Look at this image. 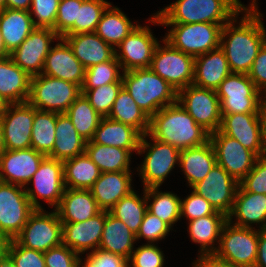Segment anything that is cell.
Returning <instances> with one entry per match:
<instances>
[{
  "label": "cell",
  "mask_w": 266,
  "mask_h": 267,
  "mask_svg": "<svg viewBox=\"0 0 266 267\" xmlns=\"http://www.w3.org/2000/svg\"><path fill=\"white\" fill-rule=\"evenodd\" d=\"M242 12L245 14L238 25L234 23L239 13L222 27L220 48L226 55L232 73L248 74L260 48L266 42V28L256 0H252Z\"/></svg>",
  "instance_id": "cell-1"
},
{
  "label": "cell",
  "mask_w": 266,
  "mask_h": 267,
  "mask_svg": "<svg viewBox=\"0 0 266 267\" xmlns=\"http://www.w3.org/2000/svg\"><path fill=\"white\" fill-rule=\"evenodd\" d=\"M148 134L178 149L197 147L210 140V133L177 102L165 106L150 118Z\"/></svg>",
  "instance_id": "cell-2"
},
{
  "label": "cell",
  "mask_w": 266,
  "mask_h": 267,
  "mask_svg": "<svg viewBox=\"0 0 266 267\" xmlns=\"http://www.w3.org/2000/svg\"><path fill=\"white\" fill-rule=\"evenodd\" d=\"M244 7L239 0H177L155 14L161 23L226 24Z\"/></svg>",
  "instance_id": "cell-3"
},
{
  "label": "cell",
  "mask_w": 266,
  "mask_h": 267,
  "mask_svg": "<svg viewBox=\"0 0 266 267\" xmlns=\"http://www.w3.org/2000/svg\"><path fill=\"white\" fill-rule=\"evenodd\" d=\"M122 82L123 88L150 118L165 106L177 102V92L150 68L123 72Z\"/></svg>",
  "instance_id": "cell-4"
},
{
  "label": "cell",
  "mask_w": 266,
  "mask_h": 267,
  "mask_svg": "<svg viewBox=\"0 0 266 267\" xmlns=\"http://www.w3.org/2000/svg\"><path fill=\"white\" fill-rule=\"evenodd\" d=\"M149 19L154 25L172 27L164 39L174 48L193 57L205 54L220 47V35L225 24L213 23H161L154 14Z\"/></svg>",
  "instance_id": "cell-5"
},
{
  "label": "cell",
  "mask_w": 266,
  "mask_h": 267,
  "mask_svg": "<svg viewBox=\"0 0 266 267\" xmlns=\"http://www.w3.org/2000/svg\"><path fill=\"white\" fill-rule=\"evenodd\" d=\"M216 93L222 114L263 113L266 97L247 74L231 73L220 83Z\"/></svg>",
  "instance_id": "cell-6"
},
{
  "label": "cell",
  "mask_w": 266,
  "mask_h": 267,
  "mask_svg": "<svg viewBox=\"0 0 266 267\" xmlns=\"http://www.w3.org/2000/svg\"><path fill=\"white\" fill-rule=\"evenodd\" d=\"M232 223L227 220L223 225L219 245L214 255L235 267H254L257 259L259 229L240 227Z\"/></svg>",
  "instance_id": "cell-7"
},
{
  "label": "cell",
  "mask_w": 266,
  "mask_h": 267,
  "mask_svg": "<svg viewBox=\"0 0 266 267\" xmlns=\"http://www.w3.org/2000/svg\"><path fill=\"white\" fill-rule=\"evenodd\" d=\"M81 94V88L72 82L39 74L31 78L28 102L38 110L60 114Z\"/></svg>",
  "instance_id": "cell-8"
},
{
  "label": "cell",
  "mask_w": 266,
  "mask_h": 267,
  "mask_svg": "<svg viewBox=\"0 0 266 267\" xmlns=\"http://www.w3.org/2000/svg\"><path fill=\"white\" fill-rule=\"evenodd\" d=\"M152 142H148L146 137ZM147 151V152H146ZM146 153L143 162L138 167L139 176L142 179L144 189L160 187L168 174L179 163V149L151 137L148 133L142 135L137 154Z\"/></svg>",
  "instance_id": "cell-9"
},
{
  "label": "cell",
  "mask_w": 266,
  "mask_h": 267,
  "mask_svg": "<svg viewBox=\"0 0 266 267\" xmlns=\"http://www.w3.org/2000/svg\"><path fill=\"white\" fill-rule=\"evenodd\" d=\"M162 41L164 46H156L149 68L178 92L193 84L194 57L174 48L164 38Z\"/></svg>",
  "instance_id": "cell-10"
},
{
  "label": "cell",
  "mask_w": 266,
  "mask_h": 267,
  "mask_svg": "<svg viewBox=\"0 0 266 267\" xmlns=\"http://www.w3.org/2000/svg\"><path fill=\"white\" fill-rule=\"evenodd\" d=\"M15 240L23 247L40 252L62 244V222L55 209H35Z\"/></svg>",
  "instance_id": "cell-11"
},
{
  "label": "cell",
  "mask_w": 266,
  "mask_h": 267,
  "mask_svg": "<svg viewBox=\"0 0 266 267\" xmlns=\"http://www.w3.org/2000/svg\"><path fill=\"white\" fill-rule=\"evenodd\" d=\"M35 210L25 187L0 181V234L15 239Z\"/></svg>",
  "instance_id": "cell-12"
},
{
  "label": "cell",
  "mask_w": 266,
  "mask_h": 267,
  "mask_svg": "<svg viewBox=\"0 0 266 267\" xmlns=\"http://www.w3.org/2000/svg\"><path fill=\"white\" fill-rule=\"evenodd\" d=\"M177 103L210 134L221 125V105L216 90L189 85L177 92Z\"/></svg>",
  "instance_id": "cell-13"
},
{
  "label": "cell",
  "mask_w": 266,
  "mask_h": 267,
  "mask_svg": "<svg viewBox=\"0 0 266 267\" xmlns=\"http://www.w3.org/2000/svg\"><path fill=\"white\" fill-rule=\"evenodd\" d=\"M219 131L236 139L257 157L266 155L263 113L222 114Z\"/></svg>",
  "instance_id": "cell-14"
},
{
  "label": "cell",
  "mask_w": 266,
  "mask_h": 267,
  "mask_svg": "<svg viewBox=\"0 0 266 267\" xmlns=\"http://www.w3.org/2000/svg\"><path fill=\"white\" fill-rule=\"evenodd\" d=\"M29 183L34 188L25 187V190L35 209H42L40 199L56 208L65 191L63 162L46 156Z\"/></svg>",
  "instance_id": "cell-15"
},
{
  "label": "cell",
  "mask_w": 266,
  "mask_h": 267,
  "mask_svg": "<svg viewBox=\"0 0 266 267\" xmlns=\"http://www.w3.org/2000/svg\"><path fill=\"white\" fill-rule=\"evenodd\" d=\"M149 28L138 24L115 49V57L123 69L122 72L150 67L159 42Z\"/></svg>",
  "instance_id": "cell-16"
},
{
  "label": "cell",
  "mask_w": 266,
  "mask_h": 267,
  "mask_svg": "<svg viewBox=\"0 0 266 267\" xmlns=\"http://www.w3.org/2000/svg\"><path fill=\"white\" fill-rule=\"evenodd\" d=\"M238 186L239 182L216 163L205 178L194 184L192 189L205 198L215 211L228 217L234 206Z\"/></svg>",
  "instance_id": "cell-17"
},
{
  "label": "cell",
  "mask_w": 266,
  "mask_h": 267,
  "mask_svg": "<svg viewBox=\"0 0 266 267\" xmlns=\"http://www.w3.org/2000/svg\"><path fill=\"white\" fill-rule=\"evenodd\" d=\"M35 108L29 102L8 104L0 115L6 150L31 148Z\"/></svg>",
  "instance_id": "cell-18"
},
{
  "label": "cell",
  "mask_w": 266,
  "mask_h": 267,
  "mask_svg": "<svg viewBox=\"0 0 266 267\" xmlns=\"http://www.w3.org/2000/svg\"><path fill=\"white\" fill-rule=\"evenodd\" d=\"M210 141L215 150L217 164L237 182H240L252 170L258 157L236 139L218 130L210 134Z\"/></svg>",
  "instance_id": "cell-19"
},
{
  "label": "cell",
  "mask_w": 266,
  "mask_h": 267,
  "mask_svg": "<svg viewBox=\"0 0 266 267\" xmlns=\"http://www.w3.org/2000/svg\"><path fill=\"white\" fill-rule=\"evenodd\" d=\"M58 39L59 36L53 29L35 27L21 45L10 53V57L31 77L42 74L51 43Z\"/></svg>",
  "instance_id": "cell-20"
},
{
  "label": "cell",
  "mask_w": 266,
  "mask_h": 267,
  "mask_svg": "<svg viewBox=\"0 0 266 267\" xmlns=\"http://www.w3.org/2000/svg\"><path fill=\"white\" fill-rule=\"evenodd\" d=\"M45 157L33 148L5 150L0 156V181L27 187Z\"/></svg>",
  "instance_id": "cell-21"
},
{
  "label": "cell",
  "mask_w": 266,
  "mask_h": 267,
  "mask_svg": "<svg viewBox=\"0 0 266 267\" xmlns=\"http://www.w3.org/2000/svg\"><path fill=\"white\" fill-rule=\"evenodd\" d=\"M104 222L105 210H101L86 221L62 223V244L80 256L88 250L94 252L100 245Z\"/></svg>",
  "instance_id": "cell-22"
},
{
  "label": "cell",
  "mask_w": 266,
  "mask_h": 267,
  "mask_svg": "<svg viewBox=\"0 0 266 267\" xmlns=\"http://www.w3.org/2000/svg\"><path fill=\"white\" fill-rule=\"evenodd\" d=\"M57 42L59 43L50 48L45 58L42 74L72 82L81 88L85 79V67L62 37Z\"/></svg>",
  "instance_id": "cell-23"
},
{
  "label": "cell",
  "mask_w": 266,
  "mask_h": 267,
  "mask_svg": "<svg viewBox=\"0 0 266 267\" xmlns=\"http://www.w3.org/2000/svg\"><path fill=\"white\" fill-rule=\"evenodd\" d=\"M62 38L85 69L115 57V49L95 32L65 35Z\"/></svg>",
  "instance_id": "cell-24"
},
{
  "label": "cell",
  "mask_w": 266,
  "mask_h": 267,
  "mask_svg": "<svg viewBox=\"0 0 266 267\" xmlns=\"http://www.w3.org/2000/svg\"><path fill=\"white\" fill-rule=\"evenodd\" d=\"M132 180L131 171L103 172L90 191L98 207L109 211L121 198L134 190Z\"/></svg>",
  "instance_id": "cell-25"
},
{
  "label": "cell",
  "mask_w": 266,
  "mask_h": 267,
  "mask_svg": "<svg viewBox=\"0 0 266 267\" xmlns=\"http://www.w3.org/2000/svg\"><path fill=\"white\" fill-rule=\"evenodd\" d=\"M193 85L216 90L220 83L232 72L224 51L219 47L194 57Z\"/></svg>",
  "instance_id": "cell-26"
},
{
  "label": "cell",
  "mask_w": 266,
  "mask_h": 267,
  "mask_svg": "<svg viewBox=\"0 0 266 267\" xmlns=\"http://www.w3.org/2000/svg\"><path fill=\"white\" fill-rule=\"evenodd\" d=\"M233 216L234 225L253 228L252 224L258 223L259 230H266V194L246 192L239 185L228 220L233 221Z\"/></svg>",
  "instance_id": "cell-27"
},
{
  "label": "cell",
  "mask_w": 266,
  "mask_h": 267,
  "mask_svg": "<svg viewBox=\"0 0 266 267\" xmlns=\"http://www.w3.org/2000/svg\"><path fill=\"white\" fill-rule=\"evenodd\" d=\"M55 211L62 223H73L86 221L101 209L90 190L65 188Z\"/></svg>",
  "instance_id": "cell-28"
},
{
  "label": "cell",
  "mask_w": 266,
  "mask_h": 267,
  "mask_svg": "<svg viewBox=\"0 0 266 267\" xmlns=\"http://www.w3.org/2000/svg\"><path fill=\"white\" fill-rule=\"evenodd\" d=\"M31 78L10 56L0 59V96L7 104L28 102Z\"/></svg>",
  "instance_id": "cell-29"
},
{
  "label": "cell",
  "mask_w": 266,
  "mask_h": 267,
  "mask_svg": "<svg viewBox=\"0 0 266 267\" xmlns=\"http://www.w3.org/2000/svg\"><path fill=\"white\" fill-rule=\"evenodd\" d=\"M142 134L130 125L104 117L91 139L93 143L138 152Z\"/></svg>",
  "instance_id": "cell-30"
},
{
  "label": "cell",
  "mask_w": 266,
  "mask_h": 267,
  "mask_svg": "<svg viewBox=\"0 0 266 267\" xmlns=\"http://www.w3.org/2000/svg\"><path fill=\"white\" fill-rule=\"evenodd\" d=\"M179 167L185 174L190 188L205 176L217 163L214 147L209 140L203 145L179 149Z\"/></svg>",
  "instance_id": "cell-31"
},
{
  "label": "cell",
  "mask_w": 266,
  "mask_h": 267,
  "mask_svg": "<svg viewBox=\"0 0 266 267\" xmlns=\"http://www.w3.org/2000/svg\"><path fill=\"white\" fill-rule=\"evenodd\" d=\"M136 235L120 219L105 211L103 233L98 249L119 255L127 260L134 250Z\"/></svg>",
  "instance_id": "cell-32"
},
{
  "label": "cell",
  "mask_w": 266,
  "mask_h": 267,
  "mask_svg": "<svg viewBox=\"0 0 266 267\" xmlns=\"http://www.w3.org/2000/svg\"><path fill=\"white\" fill-rule=\"evenodd\" d=\"M228 217L220 212L188 221L191 241L200 245L199 255L214 254L219 245L221 230Z\"/></svg>",
  "instance_id": "cell-33"
},
{
  "label": "cell",
  "mask_w": 266,
  "mask_h": 267,
  "mask_svg": "<svg viewBox=\"0 0 266 267\" xmlns=\"http://www.w3.org/2000/svg\"><path fill=\"white\" fill-rule=\"evenodd\" d=\"M56 138L50 158L65 161L85 153L86 141L78 134L66 113H57Z\"/></svg>",
  "instance_id": "cell-34"
},
{
  "label": "cell",
  "mask_w": 266,
  "mask_h": 267,
  "mask_svg": "<svg viewBox=\"0 0 266 267\" xmlns=\"http://www.w3.org/2000/svg\"><path fill=\"white\" fill-rule=\"evenodd\" d=\"M34 29L29 11L8 8L0 11V31L9 53L18 48Z\"/></svg>",
  "instance_id": "cell-35"
},
{
  "label": "cell",
  "mask_w": 266,
  "mask_h": 267,
  "mask_svg": "<svg viewBox=\"0 0 266 267\" xmlns=\"http://www.w3.org/2000/svg\"><path fill=\"white\" fill-rule=\"evenodd\" d=\"M137 26L119 8L110 3L101 15L95 33L114 49Z\"/></svg>",
  "instance_id": "cell-36"
},
{
  "label": "cell",
  "mask_w": 266,
  "mask_h": 267,
  "mask_svg": "<svg viewBox=\"0 0 266 267\" xmlns=\"http://www.w3.org/2000/svg\"><path fill=\"white\" fill-rule=\"evenodd\" d=\"M65 188L90 190L101 172L86 153L63 161Z\"/></svg>",
  "instance_id": "cell-37"
},
{
  "label": "cell",
  "mask_w": 266,
  "mask_h": 267,
  "mask_svg": "<svg viewBox=\"0 0 266 267\" xmlns=\"http://www.w3.org/2000/svg\"><path fill=\"white\" fill-rule=\"evenodd\" d=\"M85 153L103 172L131 171V152L118 147L86 141Z\"/></svg>",
  "instance_id": "cell-38"
},
{
  "label": "cell",
  "mask_w": 266,
  "mask_h": 267,
  "mask_svg": "<svg viewBox=\"0 0 266 267\" xmlns=\"http://www.w3.org/2000/svg\"><path fill=\"white\" fill-rule=\"evenodd\" d=\"M108 117L132 126L142 135L149 131L150 117L139 108L135 100L123 87L118 92Z\"/></svg>",
  "instance_id": "cell-39"
},
{
  "label": "cell",
  "mask_w": 266,
  "mask_h": 267,
  "mask_svg": "<svg viewBox=\"0 0 266 267\" xmlns=\"http://www.w3.org/2000/svg\"><path fill=\"white\" fill-rule=\"evenodd\" d=\"M159 187L146 188L147 210L171 228L181 219V198L172 192H161ZM150 200H152L151 203Z\"/></svg>",
  "instance_id": "cell-40"
},
{
  "label": "cell",
  "mask_w": 266,
  "mask_h": 267,
  "mask_svg": "<svg viewBox=\"0 0 266 267\" xmlns=\"http://www.w3.org/2000/svg\"><path fill=\"white\" fill-rule=\"evenodd\" d=\"M143 198L131 191L128 195L121 198L109 212L120 219L126 226L137 235L144 215L147 211L146 189H143Z\"/></svg>",
  "instance_id": "cell-41"
},
{
  "label": "cell",
  "mask_w": 266,
  "mask_h": 267,
  "mask_svg": "<svg viewBox=\"0 0 266 267\" xmlns=\"http://www.w3.org/2000/svg\"><path fill=\"white\" fill-rule=\"evenodd\" d=\"M57 113L35 108V116L31 133V148L48 156L52 151L56 138Z\"/></svg>",
  "instance_id": "cell-42"
},
{
  "label": "cell",
  "mask_w": 266,
  "mask_h": 267,
  "mask_svg": "<svg viewBox=\"0 0 266 267\" xmlns=\"http://www.w3.org/2000/svg\"><path fill=\"white\" fill-rule=\"evenodd\" d=\"M78 134L85 140L93 138L102 117L81 94L65 112Z\"/></svg>",
  "instance_id": "cell-43"
},
{
  "label": "cell",
  "mask_w": 266,
  "mask_h": 267,
  "mask_svg": "<svg viewBox=\"0 0 266 267\" xmlns=\"http://www.w3.org/2000/svg\"><path fill=\"white\" fill-rule=\"evenodd\" d=\"M122 69L120 63L113 59L93 65L85 70V79L81 89H93L115 82H122Z\"/></svg>",
  "instance_id": "cell-44"
},
{
  "label": "cell",
  "mask_w": 266,
  "mask_h": 267,
  "mask_svg": "<svg viewBox=\"0 0 266 267\" xmlns=\"http://www.w3.org/2000/svg\"><path fill=\"white\" fill-rule=\"evenodd\" d=\"M110 3L105 0H84L78 5L74 34L95 32L101 15Z\"/></svg>",
  "instance_id": "cell-45"
},
{
  "label": "cell",
  "mask_w": 266,
  "mask_h": 267,
  "mask_svg": "<svg viewBox=\"0 0 266 267\" xmlns=\"http://www.w3.org/2000/svg\"><path fill=\"white\" fill-rule=\"evenodd\" d=\"M123 82L106 84L93 89H81V93L102 117H108Z\"/></svg>",
  "instance_id": "cell-46"
},
{
  "label": "cell",
  "mask_w": 266,
  "mask_h": 267,
  "mask_svg": "<svg viewBox=\"0 0 266 267\" xmlns=\"http://www.w3.org/2000/svg\"><path fill=\"white\" fill-rule=\"evenodd\" d=\"M84 0H60L53 30L61 38L74 34V22L77 20L78 5Z\"/></svg>",
  "instance_id": "cell-47"
},
{
  "label": "cell",
  "mask_w": 266,
  "mask_h": 267,
  "mask_svg": "<svg viewBox=\"0 0 266 267\" xmlns=\"http://www.w3.org/2000/svg\"><path fill=\"white\" fill-rule=\"evenodd\" d=\"M7 255L16 267H45L43 252L25 248L15 239L9 240Z\"/></svg>",
  "instance_id": "cell-48"
},
{
  "label": "cell",
  "mask_w": 266,
  "mask_h": 267,
  "mask_svg": "<svg viewBox=\"0 0 266 267\" xmlns=\"http://www.w3.org/2000/svg\"><path fill=\"white\" fill-rule=\"evenodd\" d=\"M59 1L60 0H32L29 13L35 27L50 29L55 27Z\"/></svg>",
  "instance_id": "cell-49"
},
{
  "label": "cell",
  "mask_w": 266,
  "mask_h": 267,
  "mask_svg": "<svg viewBox=\"0 0 266 267\" xmlns=\"http://www.w3.org/2000/svg\"><path fill=\"white\" fill-rule=\"evenodd\" d=\"M164 253L155 244L144 243L133 250L128 267H164Z\"/></svg>",
  "instance_id": "cell-50"
},
{
  "label": "cell",
  "mask_w": 266,
  "mask_h": 267,
  "mask_svg": "<svg viewBox=\"0 0 266 267\" xmlns=\"http://www.w3.org/2000/svg\"><path fill=\"white\" fill-rule=\"evenodd\" d=\"M172 228L157 216L146 211L140 229L136 235V241L144 238L149 244H154L164 239Z\"/></svg>",
  "instance_id": "cell-51"
},
{
  "label": "cell",
  "mask_w": 266,
  "mask_h": 267,
  "mask_svg": "<svg viewBox=\"0 0 266 267\" xmlns=\"http://www.w3.org/2000/svg\"><path fill=\"white\" fill-rule=\"evenodd\" d=\"M239 185L246 192L266 194V155L257 158L252 170L239 182Z\"/></svg>",
  "instance_id": "cell-52"
},
{
  "label": "cell",
  "mask_w": 266,
  "mask_h": 267,
  "mask_svg": "<svg viewBox=\"0 0 266 267\" xmlns=\"http://www.w3.org/2000/svg\"><path fill=\"white\" fill-rule=\"evenodd\" d=\"M45 267H81L80 255L64 244L44 252Z\"/></svg>",
  "instance_id": "cell-53"
},
{
  "label": "cell",
  "mask_w": 266,
  "mask_h": 267,
  "mask_svg": "<svg viewBox=\"0 0 266 267\" xmlns=\"http://www.w3.org/2000/svg\"><path fill=\"white\" fill-rule=\"evenodd\" d=\"M215 212L216 211L211 206V204L205 198L194 191H192L189 196L187 195L185 199H181V217L184 216L189 221L208 215H213Z\"/></svg>",
  "instance_id": "cell-54"
},
{
  "label": "cell",
  "mask_w": 266,
  "mask_h": 267,
  "mask_svg": "<svg viewBox=\"0 0 266 267\" xmlns=\"http://www.w3.org/2000/svg\"><path fill=\"white\" fill-rule=\"evenodd\" d=\"M81 267H128V260L109 252L97 249L87 253Z\"/></svg>",
  "instance_id": "cell-55"
},
{
  "label": "cell",
  "mask_w": 266,
  "mask_h": 267,
  "mask_svg": "<svg viewBox=\"0 0 266 267\" xmlns=\"http://www.w3.org/2000/svg\"><path fill=\"white\" fill-rule=\"evenodd\" d=\"M247 75L253 81L256 88L266 97V42L260 48Z\"/></svg>",
  "instance_id": "cell-56"
},
{
  "label": "cell",
  "mask_w": 266,
  "mask_h": 267,
  "mask_svg": "<svg viewBox=\"0 0 266 267\" xmlns=\"http://www.w3.org/2000/svg\"><path fill=\"white\" fill-rule=\"evenodd\" d=\"M193 267H235L230 263L217 258L214 254L199 255L192 263Z\"/></svg>",
  "instance_id": "cell-57"
},
{
  "label": "cell",
  "mask_w": 266,
  "mask_h": 267,
  "mask_svg": "<svg viewBox=\"0 0 266 267\" xmlns=\"http://www.w3.org/2000/svg\"><path fill=\"white\" fill-rule=\"evenodd\" d=\"M254 267H266V230H259L257 259Z\"/></svg>",
  "instance_id": "cell-58"
},
{
  "label": "cell",
  "mask_w": 266,
  "mask_h": 267,
  "mask_svg": "<svg viewBox=\"0 0 266 267\" xmlns=\"http://www.w3.org/2000/svg\"><path fill=\"white\" fill-rule=\"evenodd\" d=\"M32 0H6V8L29 11Z\"/></svg>",
  "instance_id": "cell-59"
},
{
  "label": "cell",
  "mask_w": 266,
  "mask_h": 267,
  "mask_svg": "<svg viewBox=\"0 0 266 267\" xmlns=\"http://www.w3.org/2000/svg\"><path fill=\"white\" fill-rule=\"evenodd\" d=\"M9 240L0 234V259H2L7 254V246Z\"/></svg>",
  "instance_id": "cell-60"
},
{
  "label": "cell",
  "mask_w": 266,
  "mask_h": 267,
  "mask_svg": "<svg viewBox=\"0 0 266 267\" xmlns=\"http://www.w3.org/2000/svg\"><path fill=\"white\" fill-rule=\"evenodd\" d=\"M10 56V53L7 51L4 43L3 36L0 31V59H4Z\"/></svg>",
  "instance_id": "cell-61"
},
{
  "label": "cell",
  "mask_w": 266,
  "mask_h": 267,
  "mask_svg": "<svg viewBox=\"0 0 266 267\" xmlns=\"http://www.w3.org/2000/svg\"><path fill=\"white\" fill-rule=\"evenodd\" d=\"M0 267H16L10 257L6 254L2 259H0Z\"/></svg>",
  "instance_id": "cell-62"
},
{
  "label": "cell",
  "mask_w": 266,
  "mask_h": 267,
  "mask_svg": "<svg viewBox=\"0 0 266 267\" xmlns=\"http://www.w3.org/2000/svg\"><path fill=\"white\" fill-rule=\"evenodd\" d=\"M5 143H4V136H3V129H2V123L0 119V156L4 153L5 151Z\"/></svg>",
  "instance_id": "cell-63"
},
{
  "label": "cell",
  "mask_w": 266,
  "mask_h": 267,
  "mask_svg": "<svg viewBox=\"0 0 266 267\" xmlns=\"http://www.w3.org/2000/svg\"><path fill=\"white\" fill-rule=\"evenodd\" d=\"M7 105L8 104L0 96V115L4 112V110L6 109Z\"/></svg>",
  "instance_id": "cell-64"
},
{
  "label": "cell",
  "mask_w": 266,
  "mask_h": 267,
  "mask_svg": "<svg viewBox=\"0 0 266 267\" xmlns=\"http://www.w3.org/2000/svg\"><path fill=\"white\" fill-rule=\"evenodd\" d=\"M263 116H264V123H265V142H266V101L263 106Z\"/></svg>",
  "instance_id": "cell-65"
},
{
  "label": "cell",
  "mask_w": 266,
  "mask_h": 267,
  "mask_svg": "<svg viewBox=\"0 0 266 267\" xmlns=\"http://www.w3.org/2000/svg\"><path fill=\"white\" fill-rule=\"evenodd\" d=\"M6 8V0H0V11Z\"/></svg>",
  "instance_id": "cell-66"
}]
</instances>
